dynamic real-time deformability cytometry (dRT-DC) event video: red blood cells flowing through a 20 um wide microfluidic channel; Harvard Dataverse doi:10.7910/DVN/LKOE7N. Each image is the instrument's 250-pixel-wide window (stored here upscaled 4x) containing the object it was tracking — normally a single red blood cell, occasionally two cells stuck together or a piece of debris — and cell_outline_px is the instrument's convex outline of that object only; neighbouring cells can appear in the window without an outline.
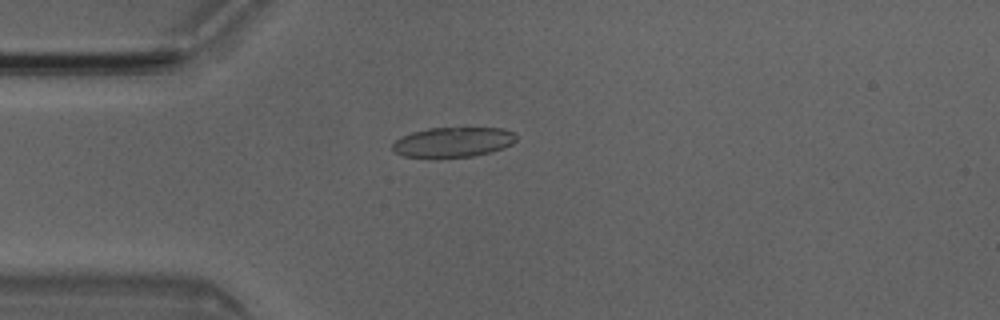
{"species": "Egyptian fruit bat (a non-hibernating species)", "species_latin": "Rousettus aegyptiacus", "temperature_condition": "room temperature", "stored_images_in_passage": 50, "camera_frame_rate_fps": 3000, "um_per_image_px": 0.085, "animal": {"sex": "male"}, "frame": {"image": 1, "passage_image": 13, "time_ms": 4.0, "image_size_px": [1000, 320], "cell_outline_px": [[516, 140], [512, 144], [488, 152], [472, 156], [432, 160], [404, 156], [396, 152], [392, 148], [392, 144], [396, 140], [412, 132], [428, 128], [504, 128], [516, 132]], "centroid_in_image_um": [38.48, 12.11], "position_along_channel_um": 46.5, "area_um2": 22.02}}
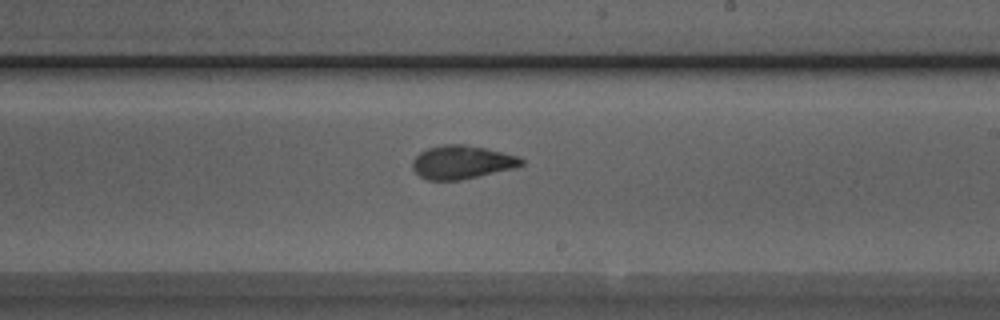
{"frame": {"image": 2, "passage_image": 29, "time_ms": 9.333, "image_size_px": [1000, 320], "cell_outline_px": [[524, 164], [516, 168], [460, 180], [428, 180], [420, 176], [412, 168], [412, 160], [420, 152], [428, 148], [444, 144], [464, 144], [484, 148], [520, 156], [524, 160]], "centroid_in_image_um": [39.28, 13.79], "position_along_channel_um": 249.7, "area_um2": 21.27}}
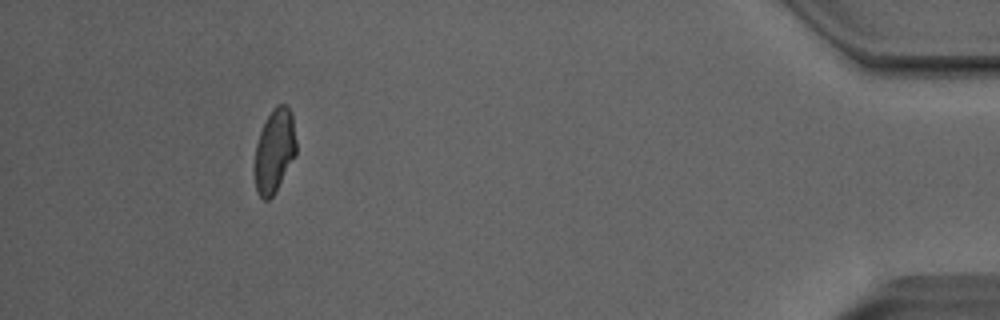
{"frame": {"image": 3, "passage_image": 46, "time_ms": 15.0, "image_size_px": [1000, 320], "cell_outline_px": [[296, 156], [272, 196], [268, 200], [264, 200], [256, 192], [256, 144], [260, 132], [272, 108], [276, 104], [284, 104], [292, 112], [296, 140]], "centroid_in_image_um": [23.36, 12.78], "position_along_channel_um": 411.8, "area_um2": 20.0}, "authors_computed_cell_mechanics": {"area_um2": 21.4727, "velocity_mm_per_s": 4.0574, "shape_relaxation_time_tau1_ms": 7.3546, "shape_relaxation_time_tau2_ms": 1.2758, "deformation_change_tau1": 0.1815, "deformation_change_tau2": 0.0779}}